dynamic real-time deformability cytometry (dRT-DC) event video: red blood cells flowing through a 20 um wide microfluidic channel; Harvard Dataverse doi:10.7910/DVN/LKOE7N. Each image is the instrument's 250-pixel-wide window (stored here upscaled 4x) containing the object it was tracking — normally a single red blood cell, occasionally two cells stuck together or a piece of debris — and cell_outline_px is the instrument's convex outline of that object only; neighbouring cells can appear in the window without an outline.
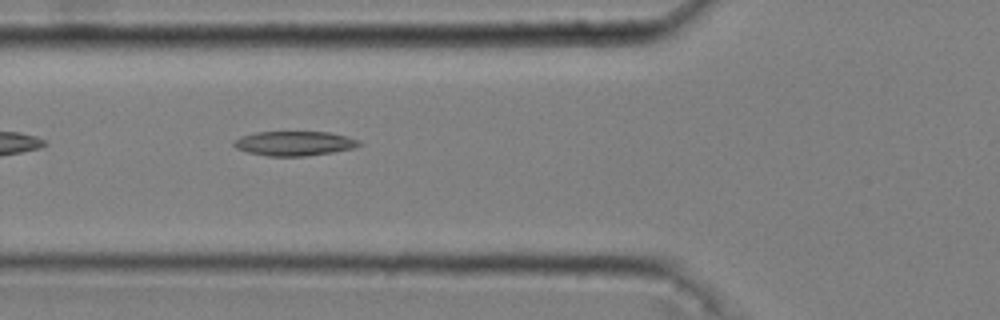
{"species": "common noctule bat (a hibernating species)", "species_latin": "Nyctalus noctula", "temperature_condition": "cold", "stored_images_in_passage": 33, "camera_frame_rate_fps": 3000, "um_per_image_px": 0.085, "animal": {"sex": "male", "body_mass_g": 20.4}, "frame": {"image": 1, "passage_image": 3, "time_ms": 0.667, "image_size_px": [1000, 320], "cell_outline_px": [[360, 144], [352, 148], [332, 152], [304, 156], [268, 156], [248, 152], [236, 148], [232, 144], [232, 140], [240, 136], [256, 132], [328, 132], [348, 136], [360, 140]], "centroid_in_image_um": [24.97, 12.18], "position_along_channel_um": 100.8, "area_um2": 17.86}}
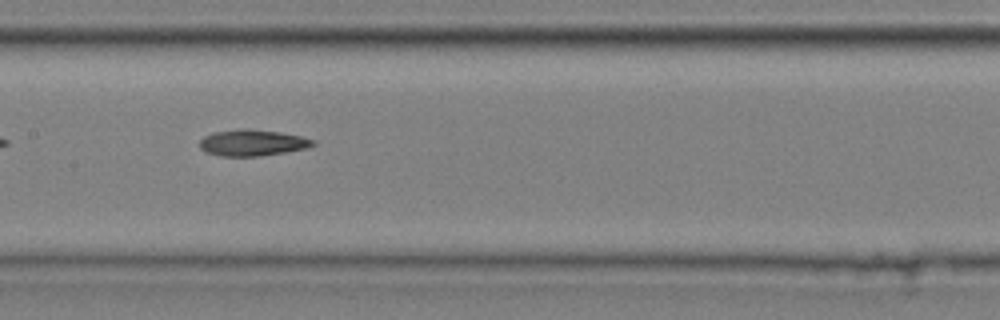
{"frame": {"image": 2, "passage_image": 10, "time_ms": 3.0, "image_size_px": [1000, 320], "cell_outline_px": [[316, 144], [308, 148], [260, 156], [220, 156], [208, 152], [200, 148], [200, 140], [204, 136], [212, 132], [240, 128], [248, 128], [280, 132], [300, 136], [316, 140]], "centroid_in_image_um": [21.47, 12.12], "position_along_channel_um": 185.9, "area_um2": 17.46}}
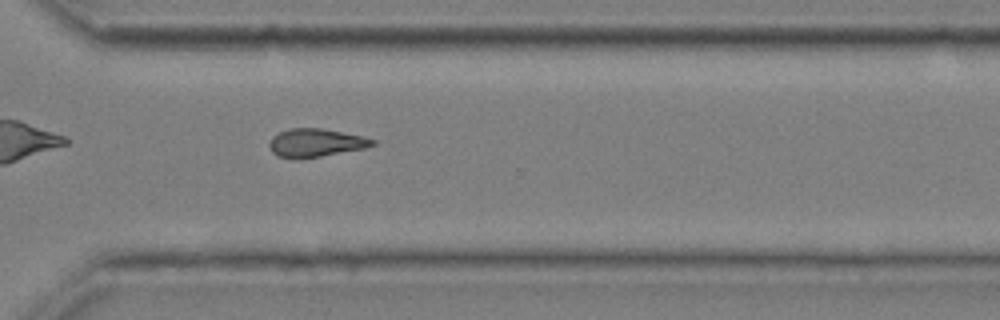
{"frame": {"image": 3, "passage_image": 23, "time_ms": 7.333, "image_size_px": [1000, 320], "cell_outline_px": [[376, 144], [364, 148], [320, 156], [292, 160], [276, 156], [272, 152], [268, 144], [272, 136], [288, 128], [320, 128], [360, 136], [376, 140]], "centroid_in_image_um": [26.76, 12.15], "position_along_channel_um": 343.8, "area_um2": 16.94}}